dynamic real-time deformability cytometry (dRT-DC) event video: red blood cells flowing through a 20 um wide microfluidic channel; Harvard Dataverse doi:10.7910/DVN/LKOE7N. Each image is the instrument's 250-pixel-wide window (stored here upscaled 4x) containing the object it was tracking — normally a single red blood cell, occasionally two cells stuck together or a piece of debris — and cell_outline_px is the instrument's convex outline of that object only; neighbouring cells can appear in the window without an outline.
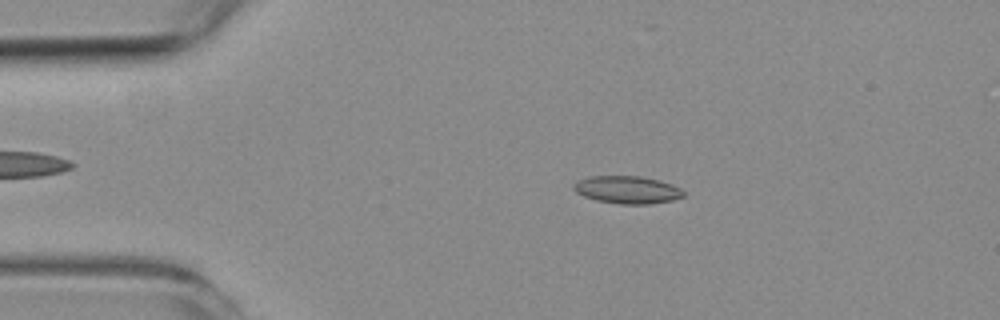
{"species": "common noctule bat (a hibernating species)", "species_latin": "Nyctalus noctula", "temperature_condition": "room temperature", "stored_images_in_passage": 16, "camera_frame_rate_fps": 3000, "um_per_image_px": 0.085, "animal": {"sex": "female", "body_mass_g": 19.3, "forearm_length_mm": 54.1}, "frame": {"image": 1, "passage_image": 10, "time_ms": 3.0, "image_size_px": [1000, 320], "cell_outline_px": [[684, 196], [672, 200], [648, 204], [620, 204], [596, 200], [584, 196], [576, 192], [572, 188], [572, 184], [588, 176], [640, 176], [660, 180], [672, 184], [680, 188], [684, 192]], "centroid_in_image_um": [53.31, 16.12], "position_along_channel_um": 31.7, "area_um2": 17.69}}